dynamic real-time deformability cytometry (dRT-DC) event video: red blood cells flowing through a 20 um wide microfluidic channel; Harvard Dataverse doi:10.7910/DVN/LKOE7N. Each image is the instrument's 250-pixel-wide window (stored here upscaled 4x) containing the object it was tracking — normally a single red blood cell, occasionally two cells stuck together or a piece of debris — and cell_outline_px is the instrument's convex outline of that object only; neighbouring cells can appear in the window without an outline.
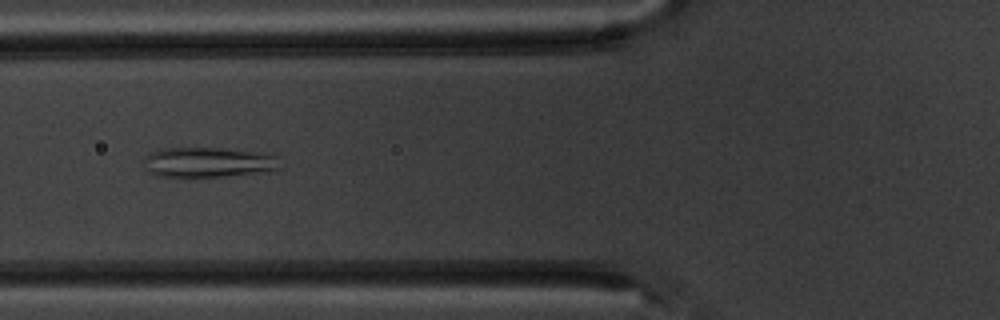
{"species": "common noctule bat (a hibernating species)", "species_latin": "Nyctalus noctula", "temperature_condition": "warm", "stored_images_in_passage": 8, "camera_frame_rate_fps": 3000, "um_per_image_px": 0.085, "animal": {"sex": "male", "body_mass_g": 20.1, "forearm_length_mm": 53.5}, "frame": {"image": 1, "passage_image": 7, "time_ms": 7.0, "image_size_px": [1000, 320], "cell_outline_px": [[280, 168], [224, 176], [156, 176], [144, 168], [144, 160], [152, 152], [164, 148], [220, 148], [252, 152], [276, 156]], "centroid_in_image_um": [17.6, 13.79], "position_along_channel_um": 108.2, "area_um2": 23.0}}